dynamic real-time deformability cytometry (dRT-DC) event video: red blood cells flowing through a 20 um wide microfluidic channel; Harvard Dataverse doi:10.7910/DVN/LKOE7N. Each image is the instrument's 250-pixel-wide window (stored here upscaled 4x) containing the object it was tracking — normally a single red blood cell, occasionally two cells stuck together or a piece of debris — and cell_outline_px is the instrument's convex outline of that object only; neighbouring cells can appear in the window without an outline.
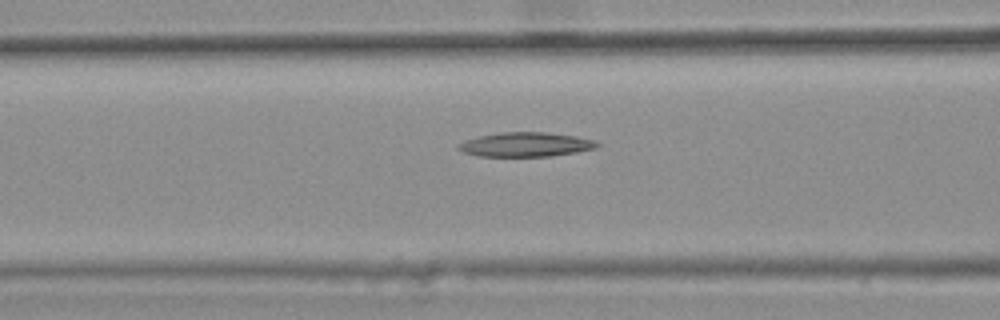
{"species": "common noctule bat (a hibernating species)", "species_latin": "Nyctalus noctula", "temperature_condition": "warm", "stored_images_in_passage": 12, "camera_frame_rate_fps": 3000, "um_per_image_px": 0.085, "animal": {"sex": "female", "body_mass_g": 25.1}, "frame": {"image": 1, "passage_image": 10, "time_ms": 3.0, "image_size_px": [1000, 320], "cell_outline_px": [[600, 144], [596, 148], [576, 152], [552, 156], [476, 156], [464, 152], [456, 148], [456, 144], [464, 140], [480, 136], [500, 132], [544, 132], [576, 136], [596, 140]], "centroid_in_image_um": [44.67, 12.28], "position_along_channel_um": 121.9, "area_um2": 19.77}}